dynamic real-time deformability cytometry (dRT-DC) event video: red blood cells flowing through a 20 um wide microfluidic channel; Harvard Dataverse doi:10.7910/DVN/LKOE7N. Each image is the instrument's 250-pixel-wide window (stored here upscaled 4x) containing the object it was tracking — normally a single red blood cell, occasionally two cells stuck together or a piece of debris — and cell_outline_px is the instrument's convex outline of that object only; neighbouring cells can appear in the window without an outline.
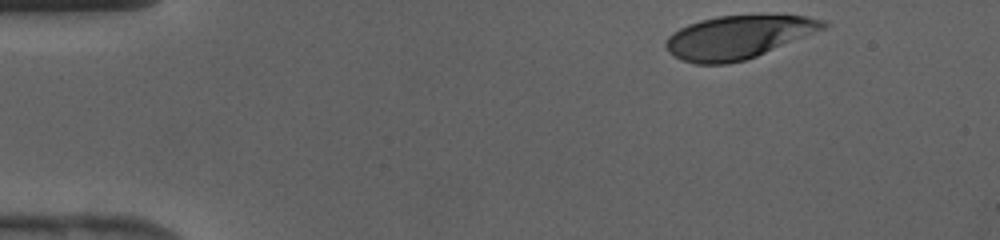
{"species": "human", "species_latin": "Homo sapiens", "temperature_condition": "cold", "stored_images_in_passage": 31, "camera_frame_rate_fps": 3000, "um_per_image_px": 0.085, "donor": {"sex": "female"}, "frame": {"image": 1, "passage_image": 1, "time_ms": 0.0, "image_size_px": [1000, 240], "cell_outline_px": [[828, 28], [756, 56], [744, 60], [728, 64], [696, 64], [680, 60], [672, 56], [668, 52], [664, 44], [664, 40], [672, 32], [688, 24], [700, 20], [720, 16], [808, 16], [824, 20], [828, 24]], "centroid_in_image_um": [62.71, 3.17], "position_along_channel_um": 22.3, "area_um2": 39.59}}
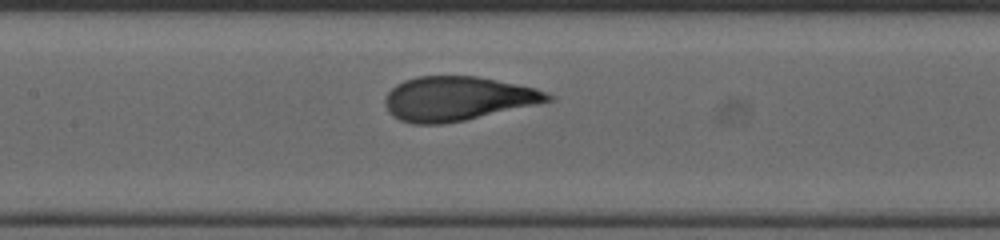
{"frame": {"image": 2, "passage_image": 16, "time_ms": 5.0, "image_size_px": [1000, 240], "cell_outline_px": [[556, 100], [464, 120], [440, 124], [412, 124], [400, 120], [392, 116], [388, 112], [384, 104], [384, 100], [388, 92], [396, 84], [404, 80], [416, 76], [476, 76], [536, 88], [552, 96]], "centroid_in_image_um": [38.85, 8.38], "position_along_channel_um": 168.6, "area_um2": 41.85}}
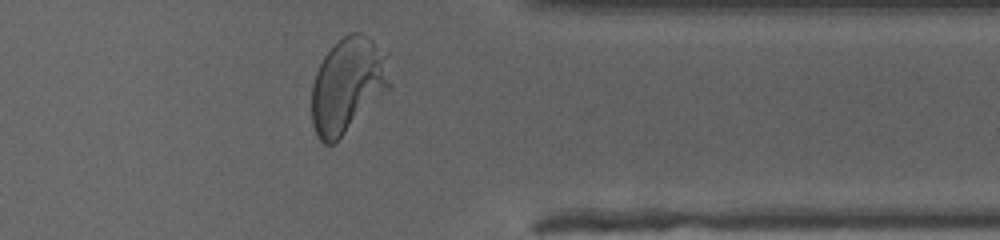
{"frame": {"image": 3, "passage_image": 30, "time_ms": 9.667, "image_size_px": [1000, 240], "cell_outline_px": [[392, 88], [332, 144], [324, 144], [316, 136], [312, 124], [312, 84], [316, 72], [324, 56], [344, 36], [352, 32], [360, 32], [368, 36], [388, 52], [392, 84]], "centroid_in_image_um": [29.61, 7.22], "position_along_channel_um": 381.8, "area_um2": 43.75}}